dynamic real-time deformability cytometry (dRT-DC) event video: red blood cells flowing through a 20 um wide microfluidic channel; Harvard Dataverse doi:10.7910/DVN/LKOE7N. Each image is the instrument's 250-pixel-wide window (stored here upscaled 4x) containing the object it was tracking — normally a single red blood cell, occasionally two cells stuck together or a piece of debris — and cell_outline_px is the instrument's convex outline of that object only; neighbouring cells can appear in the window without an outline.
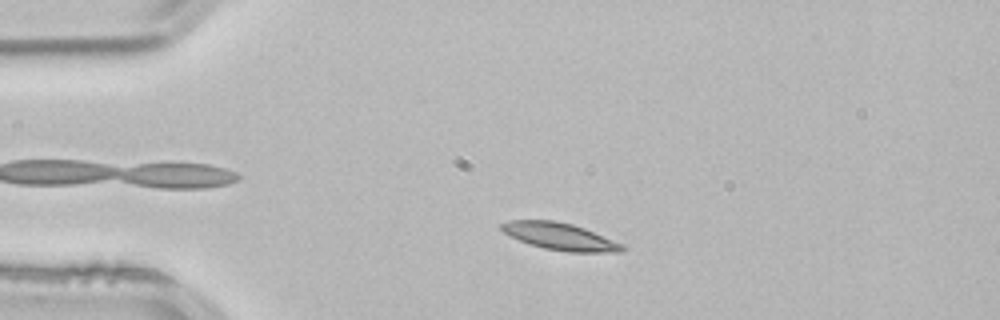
{"species": "common noctule bat (a hibernating species)", "species_latin": "Nyctalus noctula", "temperature_condition": "room temperature", "stored_images_in_passage": 50, "camera_frame_rate_fps": 3000, "um_per_image_px": 0.085, "animal": {"sex": "male", "body_mass_g": 21.5, "forearm_length_mm": 52.0}, "frame": {"image": 1, "passage_image": 8, "time_ms": 2.333, "image_size_px": [1000, 320], "cell_outline_px": [[628, 248], [624, 252], [568, 252], [544, 248], [520, 240], [496, 228], [500, 224], [508, 220], [552, 220], [572, 224], [584, 228], [624, 244]], "centroid_in_image_um": [47.63, 20.1], "position_along_channel_um": 37.4, "area_um2": 19.13}}
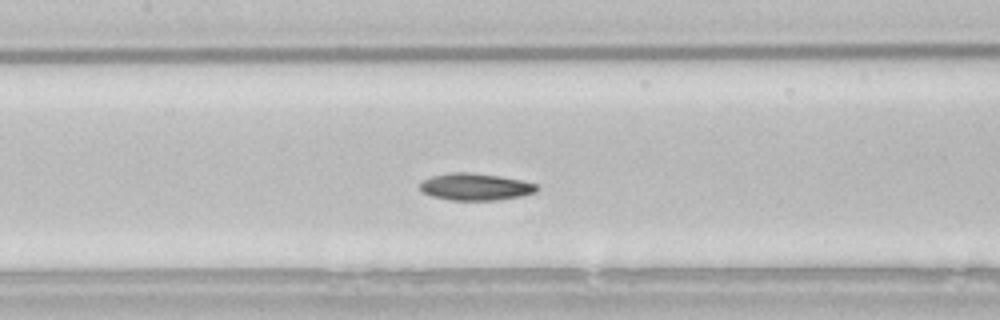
{"frame": {"image": 2, "passage_image": 21, "time_ms": 6.667, "image_size_px": [1000, 320], "cell_outline_px": [[540, 188], [536, 192], [520, 196], [496, 200], [452, 200], [432, 196], [420, 192], [420, 184], [424, 180], [432, 176], [448, 172], [472, 172], [500, 176], [520, 180], [536, 184]], "centroid_in_image_um": [40.4, 15.87], "position_along_channel_um": 167.0, "area_um2": 18.44}}
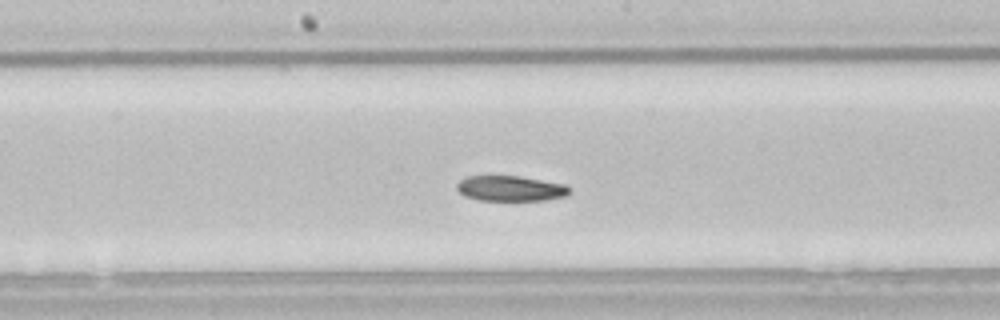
{"frame": {"image": 3, "passage_image": 24, "time_ms": 7.667, "image_size_px": [1000, 320], "cell_outline_px": [[572, 192], [564, 196], [544, 200], [480, 200], [464, 196], [456, 188], [456, 184], [464, 176], [520, 176], [568, 184], [572, 188]], "centroid_in_image_um": [43.43, 16.0], "position_along_channel_um": 204.8, "area_um2": 16.88}, "authors_computed_cell_mechanics": {"area_um2": 18.4671, "velocity_mm_per_s": 3.7953, "shape_relaxation_time_tau1_ms": 4.3885, "shape_relaxation_time_tau2_ms": 7.9931, "deformation_change_tau1": 0.1306, "deformation_change_tau2": 0.1078}}